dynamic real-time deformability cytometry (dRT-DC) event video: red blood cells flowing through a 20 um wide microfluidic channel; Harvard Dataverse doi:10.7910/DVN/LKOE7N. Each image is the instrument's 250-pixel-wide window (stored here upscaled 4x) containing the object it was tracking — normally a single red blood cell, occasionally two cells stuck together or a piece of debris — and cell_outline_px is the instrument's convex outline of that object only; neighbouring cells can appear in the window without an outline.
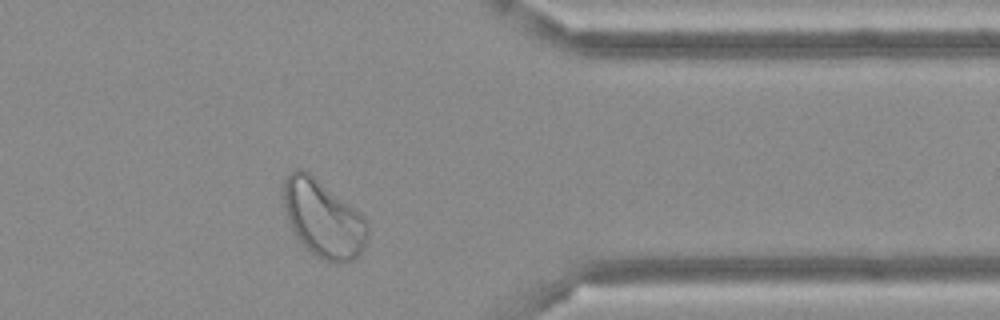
{"species": "Egyptian fruit bat (a non-hibernating species)", "species_latin": "Rousettus aegyptiacus", "temperature_condition": "cold", "stored_images_in_passage": 36, "camera_frame_rate_fps": 3000, "um_per_image_px": 0.085, "frame": {"image": 1, "passage_image": 26, "time_ms": 8.333, "image_size_px": [1000, 320], "cell_outline_px": [[368, 236], [364, 248], [352, 260], [344, 264], [336, 264], [324, 260], [316, 256], [304, 248], [300, 244], [288, 220], [284, 208], [280, 188], [284, 176], [296, 168], [304, 168], [360, 212], [364, 216], [368, 224]], "centroid_in_image_um": [27.43, 18.57], "position_along_channel_um": 384.0, "area_um2": 38.73}}